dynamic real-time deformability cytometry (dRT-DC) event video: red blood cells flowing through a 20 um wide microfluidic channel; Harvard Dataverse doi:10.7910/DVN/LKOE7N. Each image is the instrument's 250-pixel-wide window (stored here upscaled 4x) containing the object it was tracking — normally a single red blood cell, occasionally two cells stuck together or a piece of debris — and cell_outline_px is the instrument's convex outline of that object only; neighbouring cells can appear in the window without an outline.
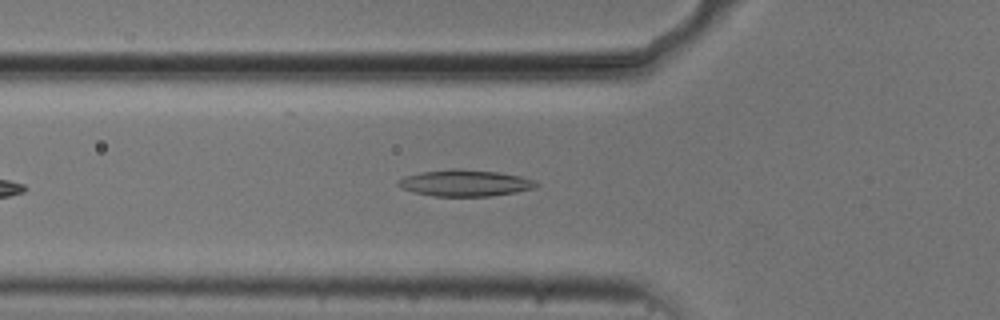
{"species": "common noctule bat (a hibernating species)", "species_latin": "Nyctalus noctula", "temperature_condition": "cold", "stored_images_in_passage": 20, "camera_frame_rate_fps": 3000, "um_per_image_px": 0.085, "animal": {"sex": "male", "body_mass_g": 20.5, "forearm_length_mm": 52.5}, "frame": {"image": 1, "passage_image": 6, "time_ms": 1.667, "image_size_px": [1000, 320], "cell_outline_px": [[540, 184], [536, 188], [516, 192], [492, 196], [436, 196], [416, 192], [400, 188], [396, 184], [404, 176], [420, 172], [452, 168], [456, 168], [496, 172], [520, 176], [536, 180]], "centroid_in_image_um": [39.56, 15.55], "position_along_channel_um": 86.2, "area_um2": 21.33}}
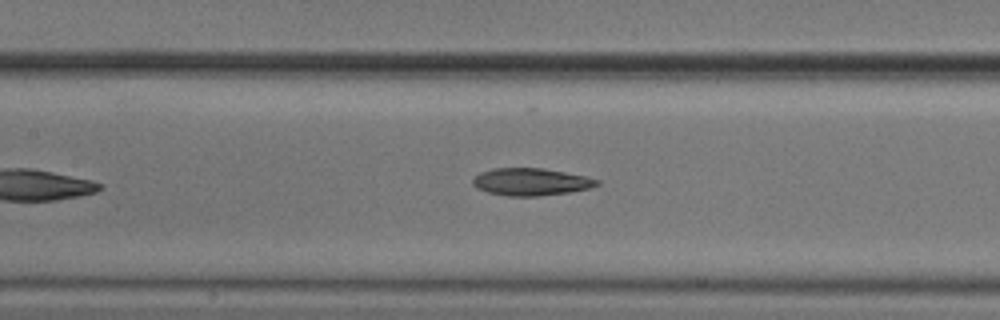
{"frame": {"image": 2, "passage_image": 12, "time_ms": 3.667, "image_size_px": [1000, 320], "cell_outline_px": [[600, 184], [588, 188], [568, 192], [536, 196], [508, 196], [488, 192], [476, 188], [472, 184], [472, 180], [480, 172], [492, 168], [544, 168], [584, 176], [600, 180]], "centroid_in_image_um": [45.09, 15.45], "position_along_channel_um": 162.3, "area_um2": 19.65}}
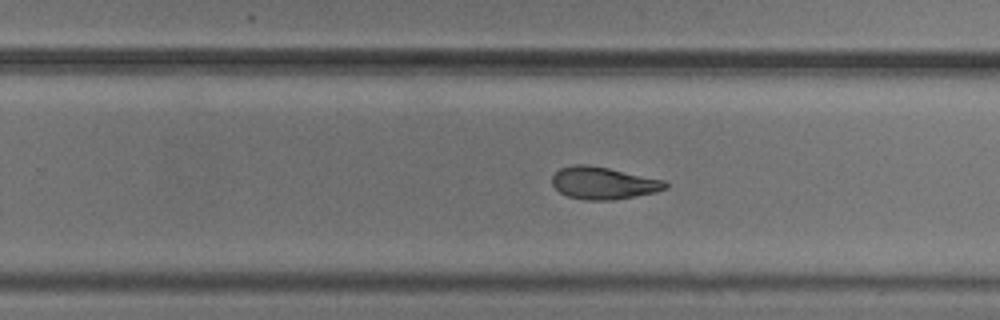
{"frame": {"image": 3, "passage_image": 18, "time_ms": 5.667, "image_size_px": [1000, 320], "cell_outline_px": [[668, 188], [656, 192], [612, 200], [584, 200], [568, 196], [560, 192], [552, 184], [552, 176], [560, 168], [572, 164], [588, 164], [608, 168], [664, 180], [668, 184]], "centroid_in_image_um": [51.27, 15.55], "position_along_channel_um": 278.5, "area_um2": 21.27}}